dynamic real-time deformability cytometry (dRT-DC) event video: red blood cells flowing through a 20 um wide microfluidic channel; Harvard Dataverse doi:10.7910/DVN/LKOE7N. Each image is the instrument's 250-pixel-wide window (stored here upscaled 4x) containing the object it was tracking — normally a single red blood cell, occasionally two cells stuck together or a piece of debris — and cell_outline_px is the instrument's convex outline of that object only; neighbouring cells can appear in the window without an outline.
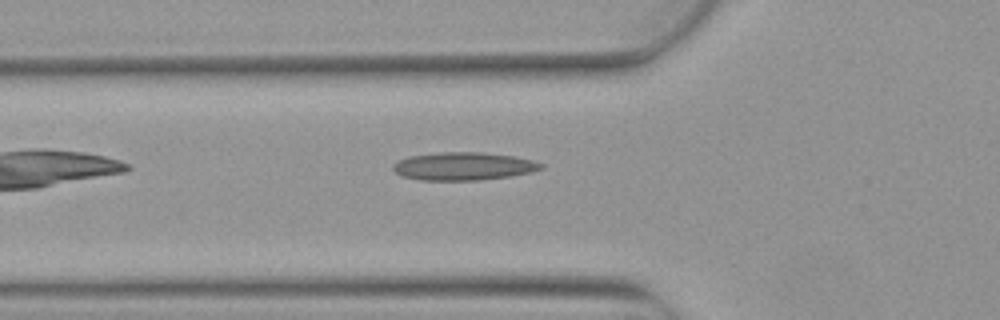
{"species": "Egyptian fruit bat (a non-hibernating species)", "species_latin": "Rousettus aegyptiacus", "temperature_condition": "warm", "stored_images_in_passage": 3, "camera_frame_rate_fps": 3000, "um_per_image_px": 0.085, "animal": {"sex": "female"}, "frame": {"image": 1, "passage_image": 3, "time_ms": 0.667, "image_size_px": [1000, 320], "cell_outline_px": [[544, 168], [532, 172], [512, 176], [480, 180], [420, 180], [404, 176], [396, 172], [392, 168], [392, 164], [408, 156], [444, 152], [480, 152], [512, 156], [532, 160], [544, 164]], "centroid_in_image_um": [39.42, 14.13], "position_along_channel_um": 86.4, "area_um2": 24.04}}